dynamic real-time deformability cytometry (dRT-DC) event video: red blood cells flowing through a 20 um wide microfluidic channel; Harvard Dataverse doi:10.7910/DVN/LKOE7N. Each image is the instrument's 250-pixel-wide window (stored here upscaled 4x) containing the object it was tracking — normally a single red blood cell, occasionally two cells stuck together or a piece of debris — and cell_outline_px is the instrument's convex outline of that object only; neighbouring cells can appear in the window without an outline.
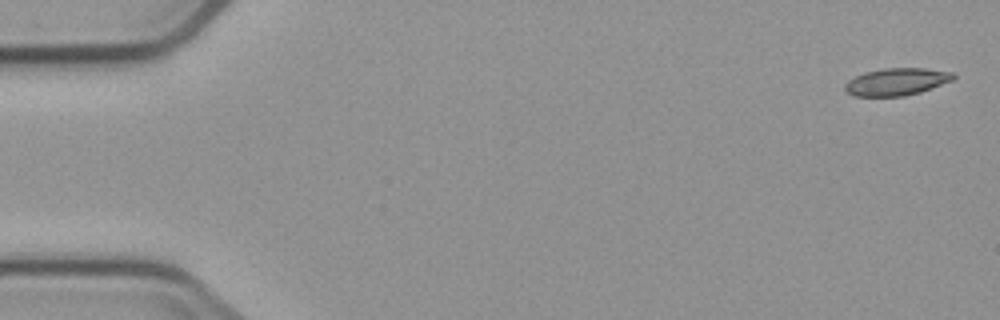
{"species": "common noctule bat (a hibernating species)", "species_latin": "Nyctalus noctula", "temperature_condition": "cold", "stored_images_in_passage": 4, "camera_frame_rate_fps": 3000, "um_per_image_px": 0.085, "animal": {"sex": "male", "body_mass_g": 23.1, "forearm_length_mm": 52.7}, "frame": {"image": 1, "passage_image": 1, "time_ms": 0.0, "image_size_px": [1000, 320], "cell_outline_px": [[956, 76], [952, 80], [932, 88], [920, 92], [904, 96], [852, 96], [844, 92], [844, 84], [848, 80], [864, 72], [884, 68], [924, 68], [952, 72]], "centroid_in_image_um": [76.16, 6.95], "position_along_channel_um": 8.8, "area_um2": 17.34}}
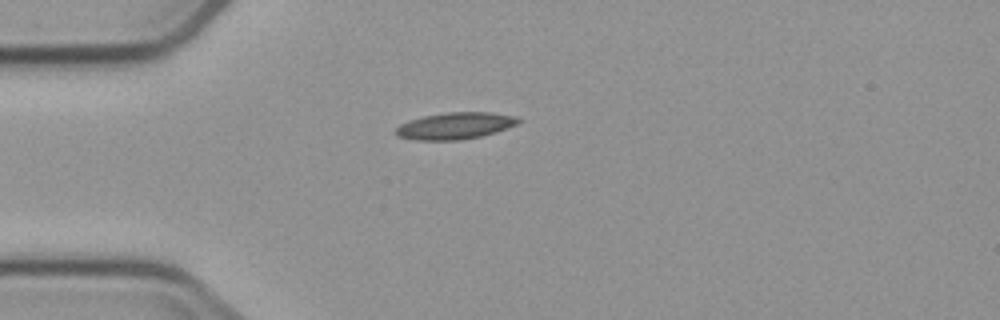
{"frame": {"image": 2, "passage_image": 4, "time_ms": 4.333, "image_size_px": [1000, 320], "cell_outline_px": [[520, 120], [516, 124], [496, 132], [480, 136], [460, 140], [412, 140], [396, 136], [392, 132], [400, 124], [408, 120], [424, 116], [448, 112], [492, 112], [512, 116]], "centroid_in_image_um": [38.59, 10.7], "position_along_channel_um": 46.4, "area_um2": 19.07}}